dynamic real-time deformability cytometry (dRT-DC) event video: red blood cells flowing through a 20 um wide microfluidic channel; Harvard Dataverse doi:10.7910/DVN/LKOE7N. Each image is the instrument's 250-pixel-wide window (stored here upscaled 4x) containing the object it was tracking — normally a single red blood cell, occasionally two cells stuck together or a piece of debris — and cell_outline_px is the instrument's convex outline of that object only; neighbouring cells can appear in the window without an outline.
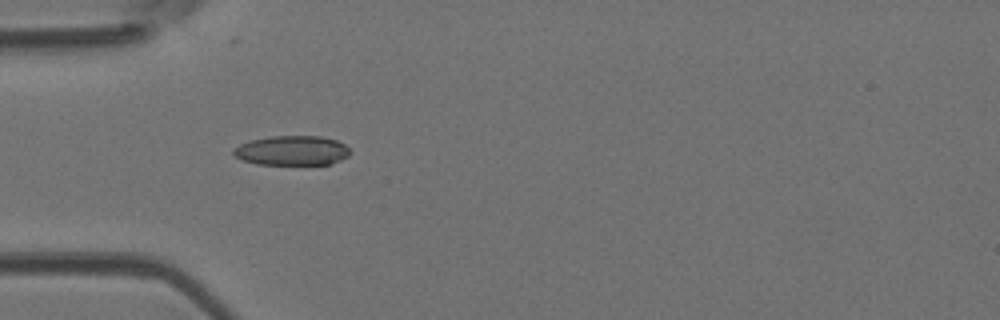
{"species": "Egyptian fruit bat (a non-hibernating species)", "species_latin": "Rousettus aegyptiacus", "temperature_condition": "room temperature", "stored_images_in_passage": 5, "camera_frame_rate_fps": 3000, "um_per_image_px": 0.085, "animal": {"sex": "female"}, "frame": {"image": 1, "passage_image": 5, "time_ms": 1.333, "image_size_px": [1000, 320], "cell_outline_px": [[352, 152], [348, 156], [340, 160], [328, 164], [256, 164], [244, 160], [236, 156], [232, 152], [232, 148], [240, 144], [252, 140], [272, 136], [320, 136], [336, 140], [344, 144]], "centroid_in_image_um": [24.83, 12.79], "position_along_channel_um": 60.2, "area_um2": 20.0}}